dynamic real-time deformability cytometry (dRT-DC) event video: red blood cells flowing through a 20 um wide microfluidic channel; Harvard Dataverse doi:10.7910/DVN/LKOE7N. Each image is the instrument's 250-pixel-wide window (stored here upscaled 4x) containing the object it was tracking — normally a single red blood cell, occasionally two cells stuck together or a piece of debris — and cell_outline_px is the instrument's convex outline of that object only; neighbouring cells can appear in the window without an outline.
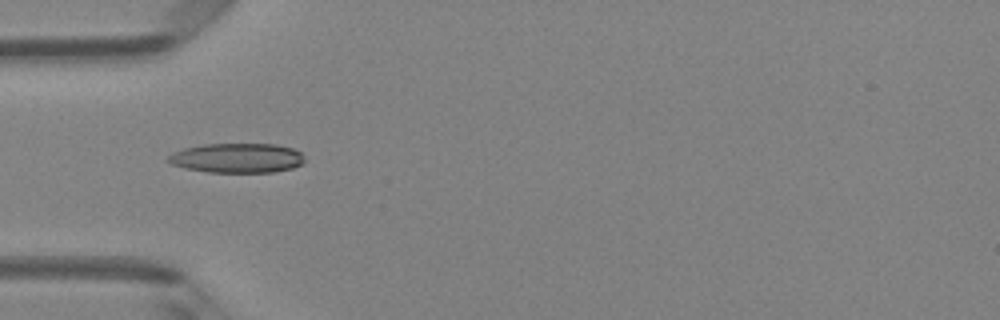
{"species": "Egyptian fruit bat (a non-hibernating species)", "species_latin": "Rousettus aegyptiacus", "temperature_condition": "room temperature", "stored_images_in_passage": 4, "camera_frame_rate_fps": 3000, "um_per_image_px": 0.085, "animal": {"sex": "female"}, "frame": {"image": 1, "passage_image": 4, "time_ms": 1.0, "image_size_px": [1000, 320], "cell_outline_px": [[304, 160], [300, 164], [292, 168], [272, 172], [208, 172], [184, 168], [172, 164], [164, 160], [172, 152], [184, 148], [204, 144], [276, 144], [292, 148], [300, 152], [304, 156]], "centroid_in_image_um": [20.11, 13.43], "position_along_channel_um": 64.9, "area_um2": 23.58}}